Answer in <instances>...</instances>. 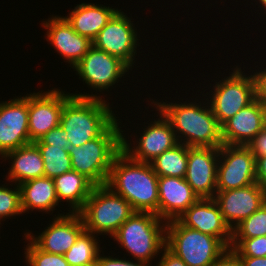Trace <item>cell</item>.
<instances>
[{
  "label": "cell",
  "instance_id": "cell-1",
  "mask_svg": "<svg viewBox=\"0 0 266 266\" xmlns=\"http://www.w3.org/2000/svg\"><path fill=\"white\" fill-rule=\"evenodd\" d=\"M158 178L150 163L136 161L121 150L113 160L106 186L125 198L135 211L158 216Z\"/></svg>",
  "mask_w": 266,
  "mask_h": 266
},
{
  "label": "cell",
  "instance_id": "cell-2",
  "mask_svg": "<svg viewBox=\"0 0 266 266\" xmlns=\"http://www.w3.org/2000/svg\"><path fill=\"white\" fill-rule=\"evenodd\" d=\"M199 103L187 104L185 101L181 104H168L156 101L153 104L157 111L162 112L171 123L179 143L188 147L220 148L223 145L221 126L208 106V102L207 107H202L201 101Z\"/></svg>",
  "mask_w": 266,
  "mask_h": 266
},
{
  "label": "cell",
  "instance_id": "cell-3",
  "mask_svg": "<svg viewBox=\"0 0 266 266\" xmlns=\"http://www.w3.org/2000/svg\"><path fill=\"white\" fill-rule=\"evenodd\" d=\"M71 94L62 108L60 126L67 132L70 147H80L99 137L117 117L100 96Z\"/></svg>",
  "mask_w": 266,
  "mask_h": 266
},
{
  "label": "cell",
  "instance_id": "cell-4",
  "mask_svg": "<svg viewBox=\"0 0 266 266\" xmlns=\"http://www.w3.org/2000/svg\"><path fill=\"white\" fill-rule=\"evenodd\" d=\"M116 119L99 137L69 148L72 170L83 174L95 186L106 185L110 168L122 150V129Z\"/></svg>",
  "mask_w": 266,
  "mask_h": 266
},
{
  "label": "cell",
  "instance_id": "cell-5",
  "mask_svg": "<svg viewBox=\"0 0 266 266\" xmlns=\"http://www.w3.org/2000/svg\"><path fill=\"white\" fill-rule=\"evenodd\" d=\"M112 237L136 261L151 264V259L165 247L166 221L152 212L135 211Z\"/></svg>",
  "mask_w": 266,
  "mask_h": 266
},
{
  "label": "cell",
  "instance_id": "cell-6",
  "mask_svg": "<svg viewBox=\"0 0 266 266\" xmlns=\"http://www.w3.org/2000/svg\"><path fill=\"white\" fill-rule=\"evenodd\" d=\"M135 212L131 204L106 185L94 186L84 207L78 212L85 230L111 237ZM104 233V234H103Z\"/></svg>",
  "mask_w": 266,
  "mask_h": 266
},
{
  "label": "cell",
  "instance_id": "cell-7",
  "mask_svg": "<svg viewBox=\"0 0 266 266\" xmlns=\"http://www.w3.org/2000/svg\"><path fill=\"white\" fill-rule=\"evenodd\" d=\"M165 246L187 266H210L227 249L217 237L188 228L177 219L166 222Z\"/></svg>",
  "mask_w": 266,
  "mask_h": 266
},
{
  "label": "cell",
  "instance_id": "cell-8",
  "mask_svg": "<svg viewBox=\"0 0 266 266\" xmlns=\"http://www.w3.org/2000/svg\"><path fill=\"white\" fill-rule=\"evenodd\" d=\"M244 74L237 66L229 77L216 82L214 92L211 91L208 104L220 126L255 100L253 76Z\"/></svg>",
  "mask_w": 266,
  "mask_h": 266
},
{
  "label": "cell",
  "instance_id": "cell-9",
  "mask_svg": "<svg viewBox=\"0 0 266 266\" xmlns=\"http://www.w3.org/2000/svg\"><path fill=\"white\" fill-rule=\"evenodd\" d=\"M217 191L242 188L256 183L255 156L247 146L226 145L219 148ZM222 158V159H220Z\"/></svg>",
  "mask_w": 266,
  "mask_h": 266
},
{
  "label": "cell",
  "instance_id": "cell-10",
  "mask_svg": "<svg viewBox=\"0 0 266 266\" xmlns=\"http://www.w3.org/2000/svg\"><path fill=\"white\" fill-rule=\"evenodd\" d=\"M131 20L118 10L92 41L94 47L119 58L130 69L139 45L137 31Z\"/></svg>",
  "mask_w": 266,
  "mask_h": 266
},
{
  "label": "cell",
  "instance_id": "cell-11",
  "mask_svg": "<svg viewBox=\"0 0 266 266\" xmlns=\"http://www.w3.org/2000/svg\"><path fill=\"white\" fill-rule=\"evenodd\" d=\"M72 94L59 89L28 94V128L31 143L60 125L62 108Z\"/></svg>",
  "mask_w": 266,
  "mask_h": 266
},
{
  "label": "cell",
  "instance_id": "cell-12",
  "mask_svg": "<svg viewBox=\"0 0 266 266\" xmlns=\"http://www.w3.org/2000/svg\"><path fill=\"white\" fill-rule=\"evenodd\" d=\"M73 69L88 86L99 92L118 83V80L130 70L119 58L93 45Z\"/></svg>",
  "mask_w": 266,
  "mask_h": 266
},
{
  "label": "cell",
  "instance_id": "cell-13",
  "mask_svg": "<svg viewBox=\"0 0 266 266\" xmlns=\"http://www.w3.org/2000/svg\"><path fill=\"white\" fill-rule=\"evenodd\" d=\"M158 120L144 128L143 134L138 139L135 147L131 148L125 136L122 135V150L132 159L150 163L164 151L174 148L179 144L176 134L169 120L159 111ZM161 119V120H160ZM134 148V149H133Z\"/></svg>",
  "mask_w": 266,
  "mask_h": 266
},
{
  "label": "cell",
  "instance_id": "cell-14",
  "mask_svg": "<svg viewBox=\"0 0 266 266\" xmlns=\"http://www.w3.org/2000/svg\"><path fill=\"white\" fill-rule=\"evenodd\" d=\"M30 143L28 95L0 103V156Z\"/></svg>",
  "mask_w": 266,
  "mask_h": 266
},
{
  "label": "cell",
  "instance_id": "cell-15",
  "mask_svg": "<svg viewBox=\"0 0 266 266\" xmlns=\"http://www.w3.org/2000/svg\"><path fill=\"white\" fill-rule=\"evenodd\" d=\"M214 200L233 230L266 202V190L256 182L242 188L216 191Z\"/></svg>",
  "mask_w": 266,
  "mask_h": 266
},
{
  "label": "cell",
  "instance_id": "cell-16",
  "mask_svg": "<svg viewBox=\"0 0 266 266\" xmlns=\"http://www.w3.org/2000/svg\"><path fill=\"white\" fill-rule=\"evenodd\" d=\"M219 148L188 147L185 179L199 198H214L217 191Z\"/></svg>",
  "mask_w": 266,
  "mask_h": 266
},
{
  "label": "cell",
  "instance_id": "cell-17",
  "mask_svg": "<svg viewBox=\"0 0 266 266\" xmlns=\"http://www.w3.org/2000/svg\"><path fill=\"white\" fill-rule=\"evenodd\" d=\"M177 220L188 228L217 237L230 248L232 229L225 222L214 198H199Z\"/></svg>",
  "mask_w": 266,
  "mask_h": 266
},
{
  "label": "cell",
  "instance_id": "cell-18",
  "mask_svg": "<svg viewBox=\"0 0 266 266\" xmlns=\"http://www.w3.org/2000/svg\"><path fill=\"white\" fill-rule=\"evenodd\" d=\"M51 222L37 237L29 232L25 234L41 250L64 255L85 231L84 222L79 213L72 212H68L66 215L61 213Z\"/></svg>",
  "mask_w": 266,
  "mask_h": 266
},
{
  "label": "cell",
  "instance_id": "cell-19",
  "mask_svg": "<svg viewBox=\"0 0 266 266\" xmlns=\"http://www.w3.org/2000/svg\"><path fill=\"white\" fill-rule=\"evenodd\" d=\"M266 126V105L255 99L221 126L226 145L247 144Z\"/></svg>",
  "mask_w": 266,
  "mask_h": 266
},
{
  "label": "cell",
  "instance_id": "cell-20",
  "mask_svg": "<svg viewBox=\"0 0 266 266\" xmlns=\"http://www.w3.org/2000/svg\"><path fill=\"white\" fill-rule=\"evenodd\" d=\"M49 41L71 67H75L92 46V41L73 30L65 17L52 16L42 24Z\"/></svg>",
  "mask_w": 266,
  "mask_h": 266
},
{
  "label": "cell",
  "instance_id": "cell-21",
  "mask_svg": "<svg viewBox=\"0 0 266 266\" xmlns=\"http://www.w3.org/2000/svg\"><path fill=\"white\" fill-rule=\"evenodd\" d=\"M158 217L166 222L180 217L198 199L185 178H158Z\"/></svg>",
  "mask_w": 266,
  "mask_h": 266
},
{
  "label": "cell",
  "instance_id": "cell-22",
  "mask_svg": "<svg viewBox=\"0 0 266 266\" xmlns=\"http://www.w3.org/2000/svg\"><path fill=\"white\" fill-rule=\"evenodd\" d=\"M117 11L109 6L81 3L65 18L75 32L93 41Z\"/></svg>",
  "mask_w": 266,
  "mask_h": 266
},
{
  "label": "cell",
  "instance_id": "cell-23",
  "mask_svg": "<svg viewBox=\"0 0 266 266\" xmlns=\"http://www.w3.org/2000/svg\"><path fill=\"white\" fill-rule=\"evenodd\" d=\"M2 158L13 161L7 179L16 185L44 176L43 159L34 143L7 152Z\"/></svg>",
  "mask_w": 266,
  "mask_h": 266
},
{
  "label": "cell",
  "instance_id": "cell-24",
  "mask_svg": "<svg viewBox=\"0 0 266 266\" xmlns=\"http://www.w3.org/2000/svg\"><path fill=\"white\" fill-rule=\"evenodd\" d=\"M19 187L23 213L29 212L28 210L33 211L34 209L49 213L59 205L55 183L52 178L43 176L31 179L21 183Z\"/></svg>",
  "mask_w": 266,
  "mask_h": 266
},
{
  "label": "cell",
  "instance_id": "cell-25",
  "mask_svg": "<svg viewBox=\"0 0 266 266\" xmlns=\"http://www.w3.org/2000/svg\"><path fill=\"white\" fill-rule=\"evenodd\" d=\"M53 180L58 201L65 200L69 202L70 210L68 211L70 213H78L84 207L86 200L95 186L83 174L74 170L65 172Z\"/></svg>",
  "mask_w": 266,
  "mask_h": 266
},
{
  "label": "cell",
  "instance_id": "cell-26",
  "mask_svg": "<svg viewBox=\"0 0 266 266\" xmlns=\"http://www.w3.org/2000/svg\"><path fill=\"white\" fill-rule=\"evenodd\" d=\"M188 146L177 144L174 148L164 151L150 162L158 177L184 178L187 170Z\"/></svg>",
  "mask_w": 266,
  "mask_h": 266
},
{
  "label": "cell",
  "instance_id": "cell-27",
  "mask_svg": "<svg viewBox=\"0 0 266 266\" xmlns=\"http://www.w3.org/2000/svg\"><path fill=\"white\" fill-rule=\"evenodd\" d=\"M95 234L84 231L64 254L70 266H95L100 251V245Z\"/></svg>",
  "mask_w": 266,
  "mask_h": 266
},
{
  "label": "cell",
  "instance_id": "cell-28",
  "mask_svg": "<svg viewBox=\"0 0 266 266\" xmlns=\"http://www.w3.org/2000/svg\"><path fill=\"white\" fill-rule=\"evenodd\" d=\"M40 150L44 163V176L54 179L72 170L69 150L52 145H36Z\"/></svg>",
  "mask_w": 266,
  "mask_h": 266
},
{
  "label": "cell",
  "instance_id": "cell-29",
  "mask_svg": "<svg viewBox=\"0 0 266 266\" xmlns=\"http://www.w3.org/2000/svg\"><path fill=\"white\" fill-rule=\"evenodd\" d=\"M266 236V202L232 230V238Z\"/></svg>",
  "mask_w": 266,
  "mask_h": 266
},
{
  "label": "cell",
  "instance_id": "cell-30",
  "mask_svg": "<svg viewBox=\"0 0 266 266\" xmlns=\"http://www.w3.org/2000/svg\"><path fill=\"white\" fill-rule=\"evenodd\" d=\"M25 235L28 244L25 248L27 266H70L64 255L52 254L41 250L29 237Z\"/></svg>",
  "mask_w": 266,
  "mask_h": 266
},
{
  "label": "cell",
  "instance_id": "cell-31",
  "mask_svg": "<svg viewBox=\"0 0 266 266\" xmlns=\"http://www.w3.org/2000/svg\"><path fill=\"white\" fill-rule=\"evenodd\" d=\"M16 186L14 189H10L5 185L0 186V219H2V221L3 218L23 213L20 187L19 185Z\"/></svg>",
  "mask_w": 266,
  "mask_h": 266
},
{
  "label": "cell",
  "instance_id": "cell-32",
  "mask_svg": "<svg viewBox=\"0 0 266 266\" xmlns=\"http://www.w3.org/2000/svg\"><path fill=\"white\" fill-rule=\"evenodd\" d=\"M230 248L240 257H266V236L232 238Z\"/></svg>",
  "mask_w": 266,
  "mask_h": 266
},
{
  "label": "cell",
  "instance_id": "cell-33",
  "mask_svg": "<svg viewBox=\"0 0 266 266\" xmlns=\"http://www.w3.org/2000/svg\"><path fill=\"white\" fill-rule=\"evenodd\" d=\"M67 132L59 125L56 128L51 129L38 141L34 142L35 145H54L56 147H65L69 150L70 144L67 139Z\"/></svg>",
  "mask_w": 266,
  "mask_h": 266
},
{
  "label": "cell",
  "instance_id": "cell-34",
  "mask_svg": "<svg viewBox=\"0 0 266 266\" xmlns=\"http://www.w3.org/2000/svg\"><path fill=\"white\" fill-rule=\"evenodd\" d=\"M210 266H244L240 256L227 248Z\"/></svg>",
  "mask_w": 266,
  "mask_h": 266
},
{
  "label": "cell",
  "instance_id": "cell-35",
  "mask_svg": "<svg viewBox=\"0 0 266 266\" xmlns=\"http://www.w3.org/2000/svg\"><path fill=\"white\" fill-rule=\"evenodd\" d=\"M255 157L266 156V126L247 144Z\"/></svg>",
  "mask_w": 266,
  "mask_h": 266
},
{
  "label": "cell",
  "instance_id": "cell-36",
  "mask_svg": "<svg viewBox=\"0 0 266 266\" xmlns=\"http://www.w3.org/2000/svg\"><path fill=\"white\" fill-rule=\"evenodd\" d=\"M149 264L143 261H138L137 263L134 261L130 260H124V259H119V258H113L110 256H100V253L97 258V262L95 266H148ZM151 266V265H149Z\"/></svg>",
  "mask_w": 266,
  "mask_h": 266
},
{
  "label": "cell",
  "instance_id": "cell-37",
  "mask_svg": "<svg viewBox=\"0 0 266 266\" xmlns=\"http://www.w3.org/2000/svg\"><path fill=\"white\" fill-rule=\"evenodd\" d=\"M252 76L255 84V99L266 105V69Z\"/></svg>",
  "mask_w": 266,
  "mask_h": 266
},
{
  "label": "cell",
  "instance_id": "cell-38",
  "mask_svg": "<svg viewBox=\"0 0 266 266\" xmlns=\"http://www.w3.org/2000/svg\"><path fill=\"white\" fill-rule=\"evenodd\" d=\"M161 260L156 266H187V264L173 252H171L166 246L163 248Z\"/></svg>",
  "mask_w": 266,
  "mask_h": 266
},
{
  "label": "cell",
  "instance_id": "cell-39",
  "mask_svg": "<svg viewBox=\"0 0 266 266\" xmlns=\"http://www.w3.org/2000/svg\"><path fill=\"white\" fill-rule=\"evenodd\" d=\"M256 182L266 190V156L255 157Z\"/></svg>",
  "mask_w": 266,
  "mask_h": 266
},
{
  "label": "cell",
  "instance_id": "cell-40",
  "mask_svg": "<svg viewBox=\"0 0 266 266\" xmlns=\"http://www.w3.org/2000/svg\"><path fill=\"white\" fill-rule=\"evenodd\" d=\"M244 266H266V257H240Z\"/></svg>",
  "mask_w": 266,
  "mask_h": 266
},
{
  "label": "cell",
  "instance_id": "cell-41",
  "mask_svg": "<svg viewBox=\"0 0 266 266\" xmlns=\"http://www.w3.org/2000/svg\"><path fill=\"white\" fill-rule=\"evenodd\" d=\"M259 3L262 5V8L266 11V0H259Z\"/></svg>",
  "mask_w": 266,
  "mask_h": 266
}]
</instances>
